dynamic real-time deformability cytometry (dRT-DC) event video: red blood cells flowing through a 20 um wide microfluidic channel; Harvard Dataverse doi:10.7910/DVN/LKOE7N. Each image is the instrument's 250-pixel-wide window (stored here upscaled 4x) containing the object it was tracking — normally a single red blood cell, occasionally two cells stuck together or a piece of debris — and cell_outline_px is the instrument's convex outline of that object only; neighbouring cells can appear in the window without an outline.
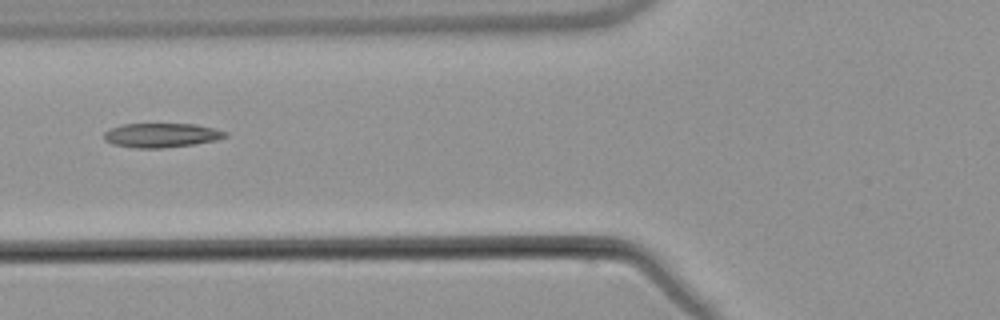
{"species": "common noctule bat (a hibernating species)", "species_latin": "Nyctalus noctula", "temperature_condition": "warm", "stored_images_in_passage": 2, "camera_frame_rate_fps": 3000, "um_per_image_px": 0.085, "animal": {"sex": "male", "body_mass_g": 21.5, "forearm_length_mm": 52.0}, "frame": {"image": 1, "passage_image": 2, "time_ms": 1.0, "image_size_px": [1000, 320], "cell_outline_px": [[228, 136], [216, 140], [196, 144], [164, 148], [136, 148], [112, 144], [104, 140], [104, 132], [112, 128], [124, 124], [196, 124], [228, 132]], "centroid_in_image_um": [13.73, 11.5], "position_along_channel_um": 112.1, "area_um2": 17.17}}